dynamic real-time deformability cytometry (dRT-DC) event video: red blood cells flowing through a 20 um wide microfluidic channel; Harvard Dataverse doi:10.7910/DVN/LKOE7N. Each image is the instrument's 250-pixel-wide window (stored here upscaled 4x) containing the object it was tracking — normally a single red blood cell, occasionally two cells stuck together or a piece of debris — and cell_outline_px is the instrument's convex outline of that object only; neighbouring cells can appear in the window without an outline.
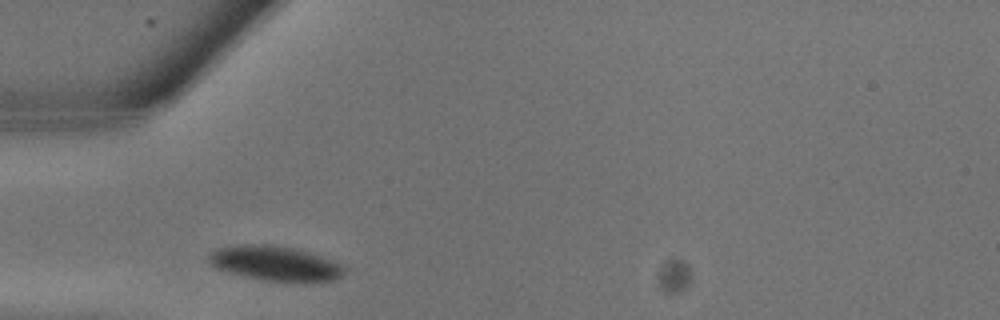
{"species": "common noctule bat (a hibernating species)", "species_latin": "Nyctalus noctula", "temperature_condition": "warm", "stored_images_in_passage": 4, "camera_frame_rate_fps": 3000, "um_per_image_px": 0.085, "animal": {"sex": "male", "body_mass_g": 13.3}, "frame": {"image": 1, "passage_image": 1, "time_ms": 0.0, "image_size_px": [1000, 320], "cell_outline_px": [[344, 272], [340, 276], [332, 280], [268, 280], [244, 276], [228, 272], [216, 268], [208, 264], [208, 256], [216, 248], [236, 244], [272, 244], [296, 248], [332, 260], [340, 264], [344, 268]], "centroid_in_image_um": [23.29, 22.34], "position_along_channel_um": 61.7, "area_um2": 26.99}}
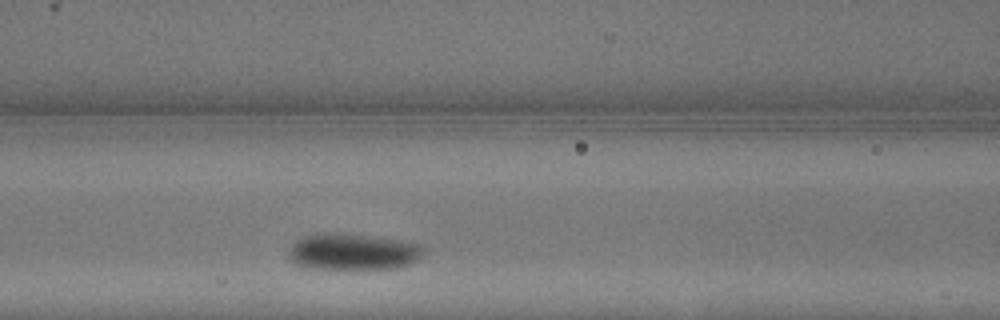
{"frame": {"image": 2, "passage_image": 4, "time_ms": 1.0, "image_size_px": [1000, 320], "cell_outline_px": [[424, 252], [412, 264], [396, 268], [352, 272], [312, 268], [296, 264], [292, 260], [292, 244], [296, 240], [304, 236], [316, 232], [344, 232], [404, 240], [420, 244], [424, 248]], "centroid_in_image_um": [30.05, 21.42], "position_along_channel_um": 136.5, "area_um2": 29.94}}